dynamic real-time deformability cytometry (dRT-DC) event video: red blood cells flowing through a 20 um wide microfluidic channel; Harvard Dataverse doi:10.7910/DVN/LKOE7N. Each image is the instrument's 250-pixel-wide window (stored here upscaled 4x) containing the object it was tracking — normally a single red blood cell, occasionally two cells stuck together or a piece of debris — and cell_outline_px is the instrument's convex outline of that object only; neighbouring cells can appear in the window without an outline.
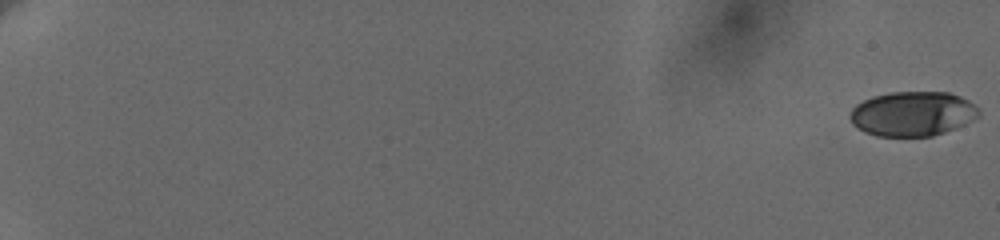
{"species": "human", "species_latin": "Homo sapiens", "temperature_condition": "cold", "stored_images_in_passage": 61, "camera_frame_rate_fps": 3000, "um_per_image_px": 0.085, "donor": {"sex": "female"}, "frame": {"image": 1, "passage_image": 1, "time_ms": 0.0, "image_size_px": [1000, 240], "cell_outline_px": [[980, 116], [956, 128], [932, 136], [876, 136], [864, 132], [852, 124], [848, 116], [852, 108], [856, 104], [872, 96], [892, 92], [948, 92], [960, 96], [968, 100], [980, 108]], "centroid_in_image_um": [77.56, 9.67], "position_along_channel_um": 7.4, "area_um2": 33.76}}
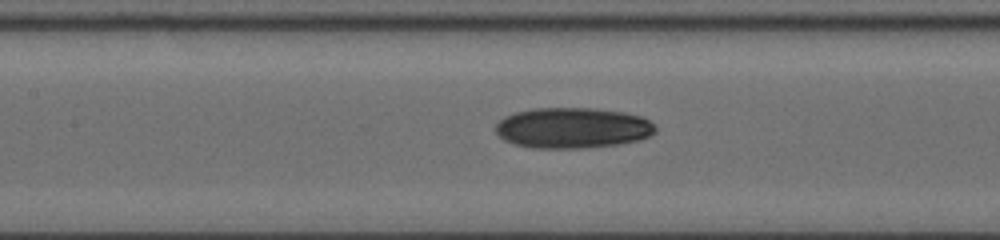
{"frame": {"image": 2, "passage_image": 33, "time_ms": 10.667, "image_size_px": [1000, 240], "cell_outline_px": [[656, 132], [640, 140], [616, 144], [580, 148], [532, 148], [516, 144], [504, 140], [496, 132], [496, 124], [504, 116], [516, 112], [532, 108], [592, 108], [624, 112], [640, 116], [648, 120], [656, 128]], "centroid_in_image_um": [48.65, 10.87], "position_along_channel_um": 158.7, "area_um2": 37.74}}
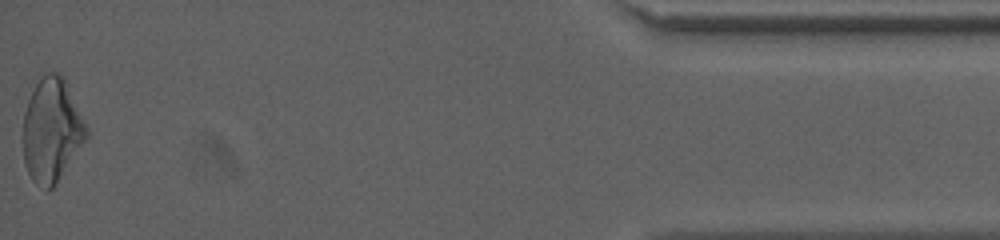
{"frame": {"image": 3, "passage_image": 61, "time_ms": 20.0, "image_size_px": [1000, 240], "cell_outline_px": [[88, 136], [52, 188], [48, 192], [36, 184], [32, 180], [28, 172], [24, 160], [24, 112], [36, 72], [56, 72], [64, 76], [88, 128]], "centroid_in_image_um": [4.37, 10.96], "position_along_channel_um": 430.8, "area_um2": 38.73}, "authors_computed_cell_mechanics": {"area_um2": 35.7782, "velocity_mm_per_s": 3.6505, "shape_relaxation_time_tau1_ms": 10.1411, "shape_relaxation_time_tau2_ms": 6.7126, "deformation_change_tau1": 0.2176, "deformation_change_tau2": 0.1304}}